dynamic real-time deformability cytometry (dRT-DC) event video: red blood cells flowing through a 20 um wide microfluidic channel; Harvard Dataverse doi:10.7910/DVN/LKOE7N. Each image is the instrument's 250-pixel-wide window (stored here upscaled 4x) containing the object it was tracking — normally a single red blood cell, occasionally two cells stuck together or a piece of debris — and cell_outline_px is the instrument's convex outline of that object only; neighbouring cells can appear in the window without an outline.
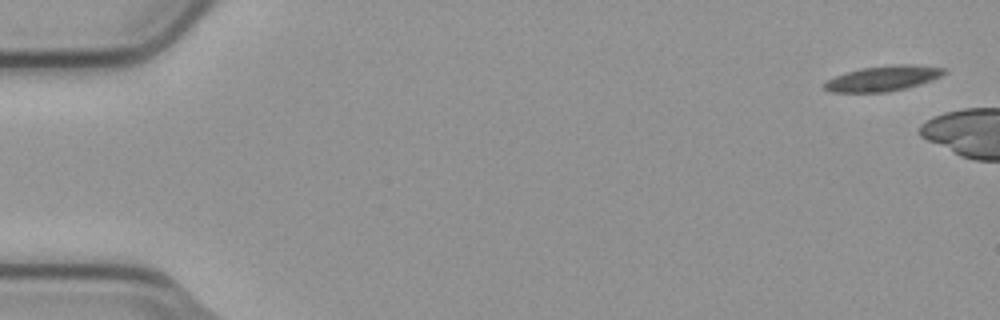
{"species": "common noctule bat (a hibernating species)", "species_latin": "Nyctalus noctula", "temperature_condition": "cold", "stored_images_in_passage": 2, "camera_frame_rate_fps": 3000, "um_per_image_px": 0.085, "animal": {"sex": "male", "body_mass_g": 23.1, "forearm_length_mm": 52.7}, "frame": {"image": 1, "passage_image": 1, "time_ms": 0.0, "image_size_px": [1000, 320], "cell_outline_px": [[948, 72], [932, 80], [920, 84], [888, 92], [832, 92], [824, 88], [824, 84], [828, 80], [836, 76], [860, 68], [900, 64], [916, 64], [944, 68]], "centroid_in_image_um": [75.1, 6.66], "position_along_channel_um": 9.9, "area_um2": 17.46}}